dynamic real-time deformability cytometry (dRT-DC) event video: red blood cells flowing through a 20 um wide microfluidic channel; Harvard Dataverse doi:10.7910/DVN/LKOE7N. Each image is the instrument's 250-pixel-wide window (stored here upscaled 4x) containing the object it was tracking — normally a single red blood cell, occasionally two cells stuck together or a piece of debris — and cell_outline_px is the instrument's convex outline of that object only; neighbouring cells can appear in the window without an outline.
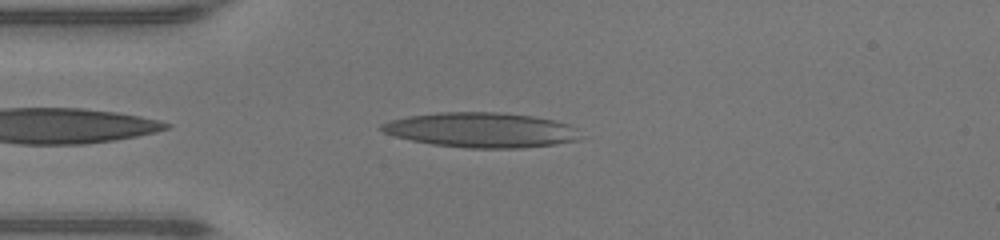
{"species": "human", "species_latin": "Homo sapiens", "temperature_condition": "warm", "stored_images_in_passage": 37, "camera_frame_rate_fps": 3000, "um_per_image_px": 0.085, "donor": {"sex": "male"}, "frame": {"image": 1, "passage_image": 2, "time_ms": 0.333, "image_size_px": [1000, 240], "cell_outline_px": [[580, 140], [556, 144], [524, 148], [468, 148], [432, 144], [412, 140], [396, 136], [384, 132], [380, 128], [380, 124], [392, 120], [408, 116], [440, 112], [500, 112], [532, 116], [552, 120], [568, 124], [576, 128]], "centroid_in_image_um": [40.92, 11.05], "position_along_channel_um": 44.1, "area_um2": 40.29}}
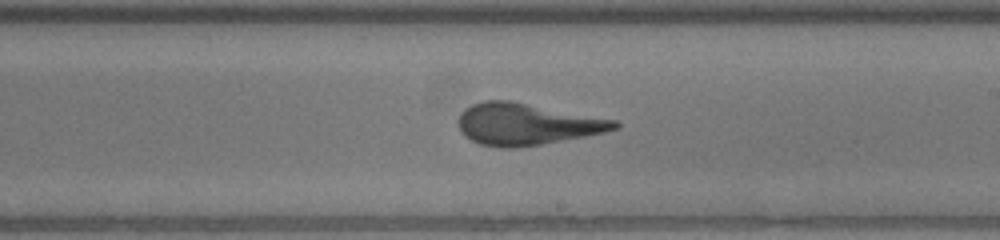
{"frame": {"image": 2, "passage_image": 17, "time_ms": 5.333, "image_size_px": [1000, 240], "cell_outline_px": [[620, 128], [604, 132], [584, 136], [540, 144], [516, 148], [500, 148], [480, 144], [464, 136], [456, 120], [460, 112], [464, 108], [472, 104], [484, 100], [508, 100], [616, 120], [620, 124]], "centroid_in_image_um": [44.71, 10.55], "position_along_channel_um": 244.3, "area_um2": 37.8}}
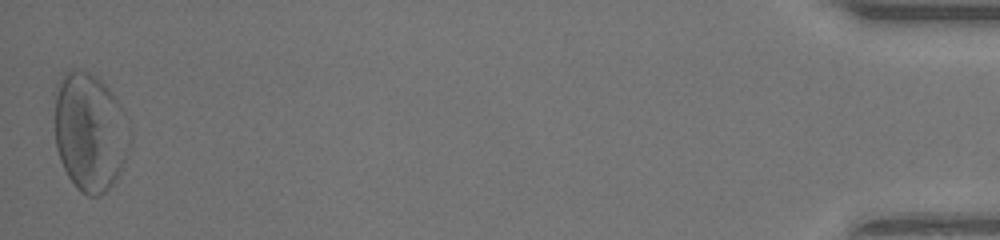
{"frame": {"image": 3, "passage_image": 37, "time_ms": 12.0, "image_size_px": [1000, 240], "cell_outline_px": [[132, 140], [124, 160], [112, 184], [100, 196], [88, 196], [80, 192], [76, 188], [68, 176], [60, 160], [56, 148], [56, 80], [64, 72], [72, 68], [88, 72], [96, 76], [112, 92], [124, 108], [132, 128]], "centroid_in_image_um": [7.66, 11.18], "position_along_channel_um": 427.5, "area_um2": 52.42}}